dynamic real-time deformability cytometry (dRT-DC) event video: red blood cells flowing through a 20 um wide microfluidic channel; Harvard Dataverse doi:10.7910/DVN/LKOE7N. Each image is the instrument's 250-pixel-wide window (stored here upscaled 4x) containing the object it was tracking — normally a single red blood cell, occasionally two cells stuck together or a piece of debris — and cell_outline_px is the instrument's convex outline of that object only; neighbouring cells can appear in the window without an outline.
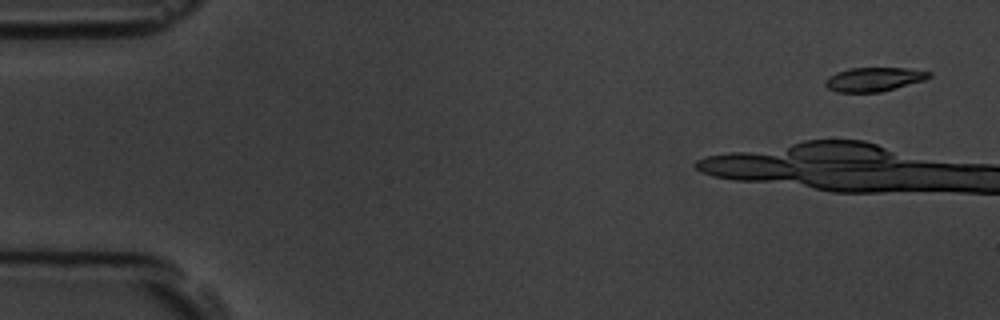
{"species": "common noctule bat (a hibernating species)", "species_latin": "Nyctalus noctula", "temperature_condition": "room temperature", "stored_images_in_passage": 4, "camera_frame_rate_fps": 3000, "um_per_image_px": 0.085, "animal": {"sex": "male", "body_mass_g": 19.5, "forearm_length_mm": 54.6}, "frame": {"image": 1, "passage_image": 1, "time_ms": 0.0, "image_size_px": [1000, 320], "cell_outline_px": [[932, 76], [924, 80], [880, 92], [836, 92], [828, 88], [824, 84], [824, 80], [828, 76], [836, 72], [852, 68], [908, 68], [932, 72]], "centroid_in_image_um": [74.27, 6.74], "position_along_channel_um": 10.7, "area_um2": 14.51}}